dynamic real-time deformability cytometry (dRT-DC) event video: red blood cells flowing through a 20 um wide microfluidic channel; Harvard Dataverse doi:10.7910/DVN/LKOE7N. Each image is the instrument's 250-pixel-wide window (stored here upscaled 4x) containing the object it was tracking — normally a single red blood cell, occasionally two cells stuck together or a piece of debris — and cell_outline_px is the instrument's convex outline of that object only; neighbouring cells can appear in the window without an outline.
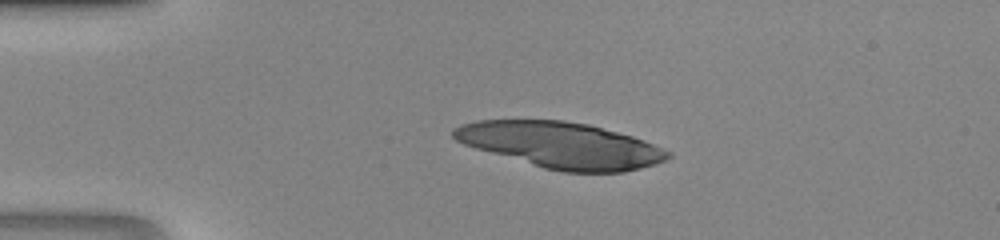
{"species": "human", "species_latin": "Homo sapiens", "temperature_condition": "room temperature", "stored_images_in_passage": 8, "camera_frame_rate_fps": 3000, "um_per_image_px": 0.085, "donor": {"sex": "male"}, "frame": {"image": 1, "passage_image": 1, "time_ms": 0.0, "image_size_px": [1000, 240], "cell_outline_px": [[672, 156], [664, 160], [640, 168], [624, 172], [560, 172], [544, 168], [476, 148], [464, 144], [456, 140], [452, 136], [452, 128], [460, 124], [476, 120], [564, 120], [588, 124], [632, 136], [652, 144], [668, 152]], "centroid_in_image_um": [47.63, 12.33], "position_along_channel_um": 37.4, "area_um2": 56.93}}